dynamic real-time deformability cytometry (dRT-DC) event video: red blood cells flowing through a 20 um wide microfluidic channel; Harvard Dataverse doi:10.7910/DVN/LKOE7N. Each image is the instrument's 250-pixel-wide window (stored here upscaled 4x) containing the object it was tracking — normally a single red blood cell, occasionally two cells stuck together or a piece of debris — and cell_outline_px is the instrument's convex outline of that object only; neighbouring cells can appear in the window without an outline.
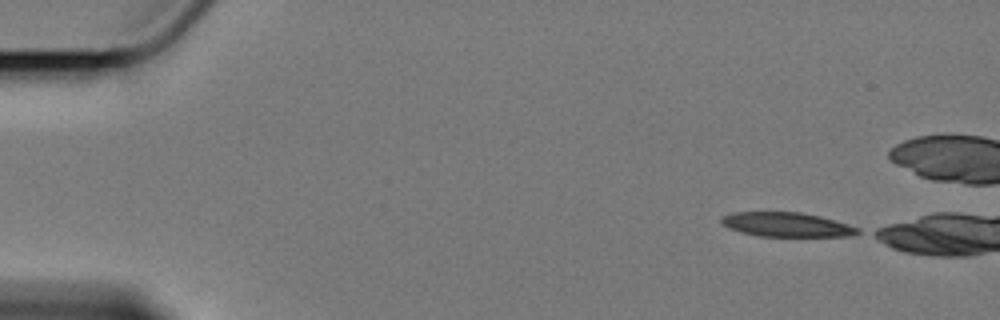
{"species": "Egyptian fruit bat (a non-hibernating species)", "species_latin": "Rousettus aegyptiacus", "temperature_condition": "cold", "stored_images_in_passage": 9, "camera_frame_rate_fps": 3000, "um_per_image_px": 0.085, "animal": {"sex": "female"}, "frame": {"image": 1, "passage_image": 1, "time_ms": 0.0, "image_size_px": [1000, 320], "cell_outline_px": [[860, 232], [852, 236], [756, 236], [740, 232], [728, 228], [720, 220], [720, 216], [732, 212], [800, 212], [820, 216], [848, 224], [860, 228]], "centroid_in_image_um": [66.84, 19.09], "position_along_channel_um": 18.2, "area_um2": 19.42}}